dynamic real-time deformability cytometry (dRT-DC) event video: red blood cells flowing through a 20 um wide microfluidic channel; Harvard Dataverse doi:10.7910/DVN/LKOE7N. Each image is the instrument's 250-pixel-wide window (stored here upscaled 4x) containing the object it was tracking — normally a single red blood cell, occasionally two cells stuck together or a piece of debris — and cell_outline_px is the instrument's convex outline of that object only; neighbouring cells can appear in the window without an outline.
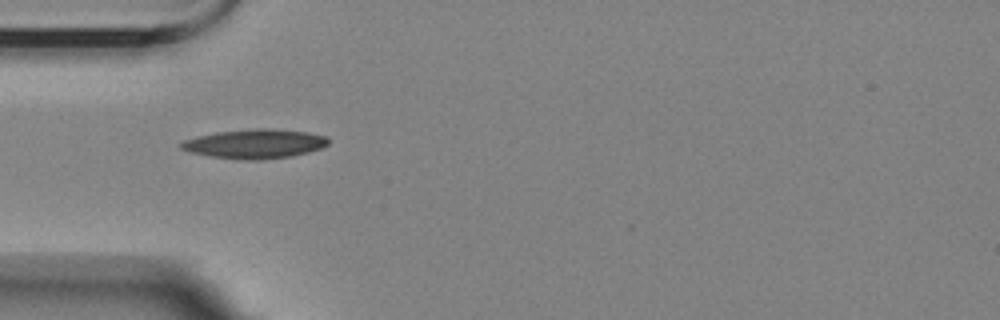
{"species": "Egyptian fruit bat (a non-hibernating species)", "species_latin": "Rousettus aegyptiacus", "temperature_condition": "room temperature", "stored_images_in_passage": 3, "camera_frame_rate_fps": 3000, "um_per_image_px": 0.085, "animal": {"sex": "female"}, "frame": {"image": 1, "passage_image": 1, "time_ms": 0.0, "image_size_px": [1000, 320], "cell_outline_px": [[328, 144], [320, 148], [308, 152], [292, 156], [260, 160], [248, 160], [212, 156], [192, 152], [180, 148], [176, 144], [184, 140], [216, 132], [252, 128], [272, 128], [308, 132], [324, 136], [328, 140]], "centroid_in_image_um": [21.66, 12.21], "position_along_channel_um": 63.3, "area_um2": 24.97}}
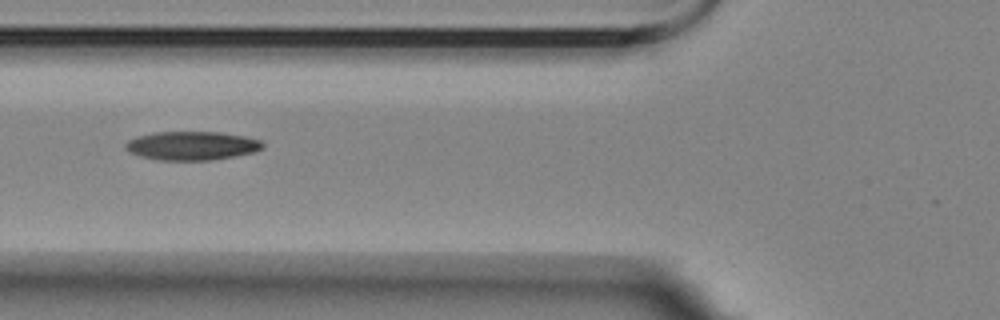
{"frame": {"image": 2, "passage_image": 2, "time_ms": 1.333, "image_size_px": [1000, 320], "cell_outline_px": [[264, 148], [252, 152], [232, 156], [208, 160], [160, 160], [144, 156], [132, 152], [124, 148], [124, 144], [128, 140], [140, 136], [156, 132], [220, 132], [244, 136], [260, 140], [264, 144]], "centroid_in_image_um": [16.33, 12.37], "position_along_channel_um": 109.5, "area_um2": 22.54}}
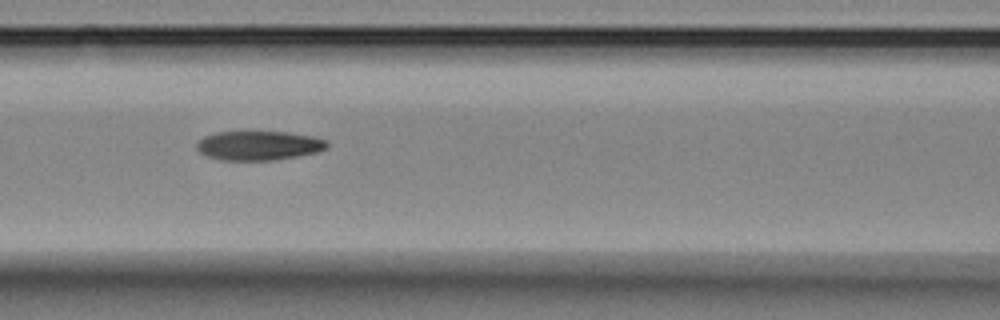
{"frame": {"image": 3, "passage_image": 3, "time_ms": 2.333, "image_size_px": [1000, 320], "cell_outline_px": [[328, 148], [316, 152], [296, 156], [272, 160], [220, 160], [208, 156], [200, 152], [196, 148], [196, 144], [204, 136], [216, 132], [244, 128], [288, 132], [312, 136], [328, 140]], "centroid_in_image_um": [21.96, 12.31], "position_along_channel_um": 144.6, "area_um2": 23.18}}